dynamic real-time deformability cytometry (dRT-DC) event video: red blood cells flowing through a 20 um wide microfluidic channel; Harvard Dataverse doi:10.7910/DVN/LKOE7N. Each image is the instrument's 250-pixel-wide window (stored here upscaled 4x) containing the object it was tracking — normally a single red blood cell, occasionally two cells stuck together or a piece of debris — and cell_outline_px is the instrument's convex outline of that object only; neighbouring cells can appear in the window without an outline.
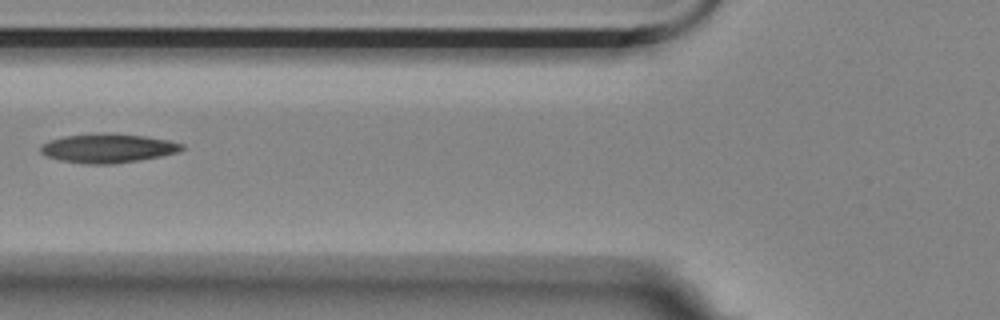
{"species": "Egyptian fruit bat (a non-hibernating species)", "species_latin": "Rousettus aegyptiacus", "temperature_condition": "room temperature", "stored_images_in_passage": 12, "camera_frame_rate_fps": 3000, "um_per_image_px": 0.085, "animal": {"sex": "female"}, "frame": {"image": 1, "passage_image": 5, "time_ms": 1.333, "image_size_px": [1000, 320], "cell_outline_px": [[184, 148], [180, 152], [160, 156], [112, 164], [88, 164], [60, 160], [44, 156], [40, 152], [40, 144], [48, 140], [64, 136], [96, 132], [100, 132], [144, 136], [168, 140], [184, 144]], "centroid_in_image_um": [9.12, 12.59], "position_along_channel_um": 116.7, "area_um2": 24.1}}
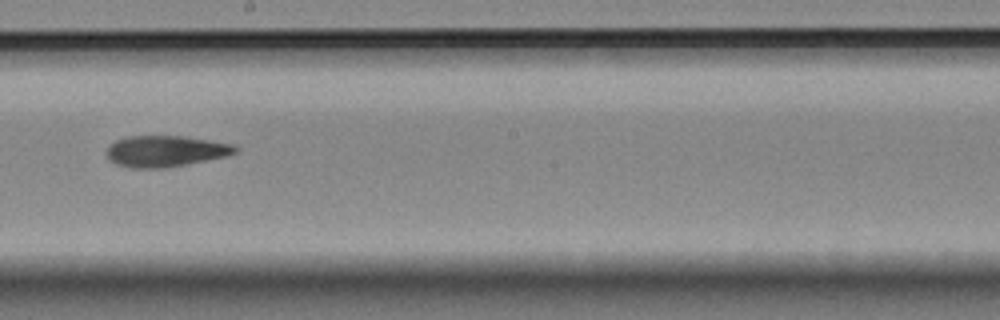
{"frame": {"image": 2, "passage_image": 8, "time_ms": 2.333, "image_size_px": [1000, 320], "cell_outline_px": [[240, 152], [228, 156], [164, 168], [132, 168], [116, 164], [108, 160], [108, 144], [116, 140], [128, 136], [184, 136], [236, 144], [240, 148]], "centroid_in_image_um": [14.13, 12.84], "position_along_channel_um": 234.1, "area_um2": 23.64}}
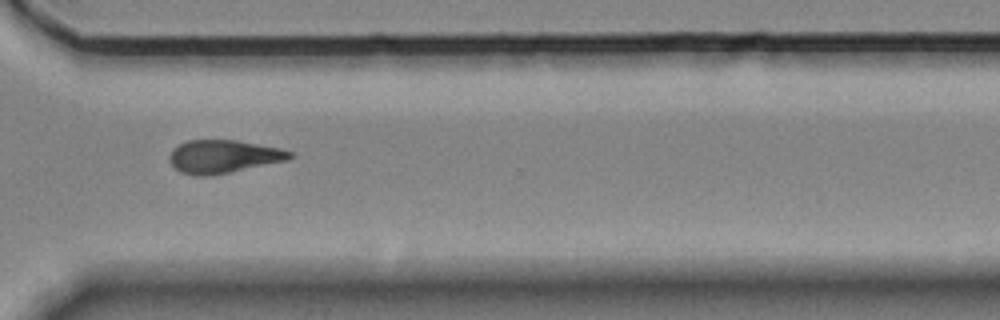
{"frame": {"image": 3, "passage_image": 11, "time_ms": 3.333, "image_size_px": [1000, 320], "cell_outline_px": [[296, 156], [284, 160], [228, 172], [208, 176], [192, 176], [180, 172], [168, 160], [168, 156], [172, 148], [188, 140], [236, 140], [280, 148], [292, 152]], "centroid_in_image_um": [18.92, 13.3], "position_along_channel_um": 351.7, "area_um2": 23.0}}